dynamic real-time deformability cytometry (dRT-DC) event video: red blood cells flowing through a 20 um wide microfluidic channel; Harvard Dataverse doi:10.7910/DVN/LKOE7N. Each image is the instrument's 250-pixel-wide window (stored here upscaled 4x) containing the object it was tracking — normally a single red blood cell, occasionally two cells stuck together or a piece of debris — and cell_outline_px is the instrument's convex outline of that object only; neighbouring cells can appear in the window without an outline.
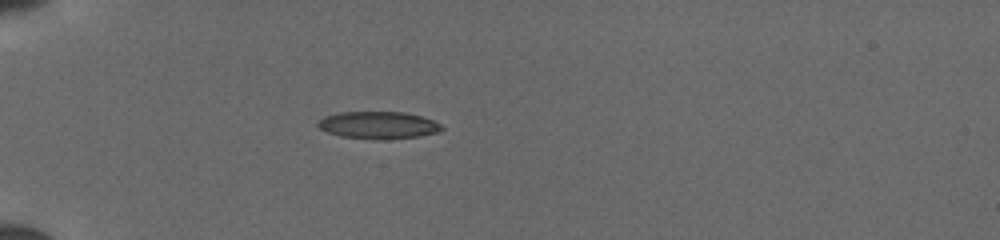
{"species": "common noctule bat (a hibernating species)", "species_latin": "Nyctalus noctula", "temperature_condition": "cold", "stored_images_in_passage": 35, "camera_frame_rate_fps": 3000, "um_per_image_px": 0.085, "animal": {"sex": "female", "body_mass_g": 19.5, "forearm_length_mm": 54.1}, "frame": {"image": 1, "passage_image": 1, "time_ms": 0.0, "image_size_px": [1000, 240], "cell_outline_px": [[444, 128], [440, 132], [420, 136], [340, 136], [328, 132], [320, 128], [316, 124], [324, 116], [340, 112], [404, 112], [420, 116], [432, 120], [440, 124]], "centroid_in_image_um": [32.16, 10.57], "position_along_channel_um": 52.8, "area_um2": 18.5}}
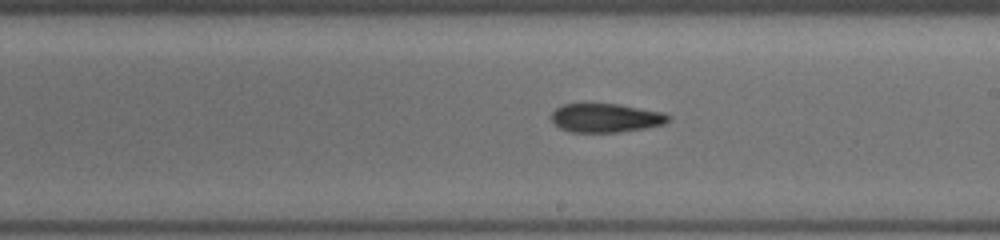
{"frame": {"image": 2, "passage_image": 16, "time_ms": 5.0, "image_size_px": [1000, 240], "cell_outline_px": [[672, 116], [664, 124], [644, 128], [620, 132], [572, 132], [560, 128], [552, 120], [552, 112], [556, 108], [564, 104], [616, 104], [664, 112]], "centroid_in_image_um": [51.51, 10.02], "position_along_channel_um": 237.5, "area_um2": 19.48}}
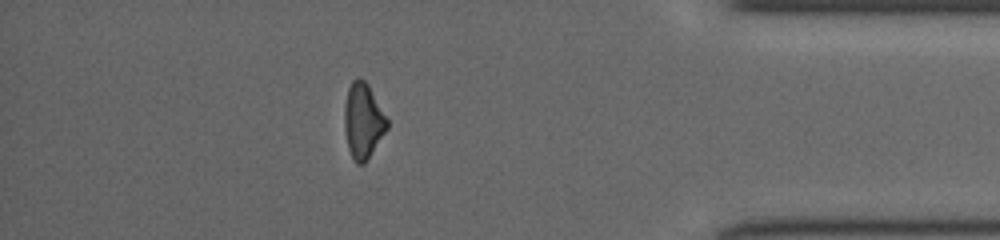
{"frame": {"image": 3, "passage_image": 30, "time_ms": 9.667, "image_size_px": [1000, 240], "cell_outline_px": [[388, 128], [368, 160], [364, 164], [356, 164], [348, 148], [344, 128], [344, 108], [348, 88], [352, 80], [356, 76], [364, 80], [368, 84], [388, 120]], "centroid_in_image_um": [30.86, 10.28], "position_along_channel_um": 404.3, "area_um2": 18.84}}